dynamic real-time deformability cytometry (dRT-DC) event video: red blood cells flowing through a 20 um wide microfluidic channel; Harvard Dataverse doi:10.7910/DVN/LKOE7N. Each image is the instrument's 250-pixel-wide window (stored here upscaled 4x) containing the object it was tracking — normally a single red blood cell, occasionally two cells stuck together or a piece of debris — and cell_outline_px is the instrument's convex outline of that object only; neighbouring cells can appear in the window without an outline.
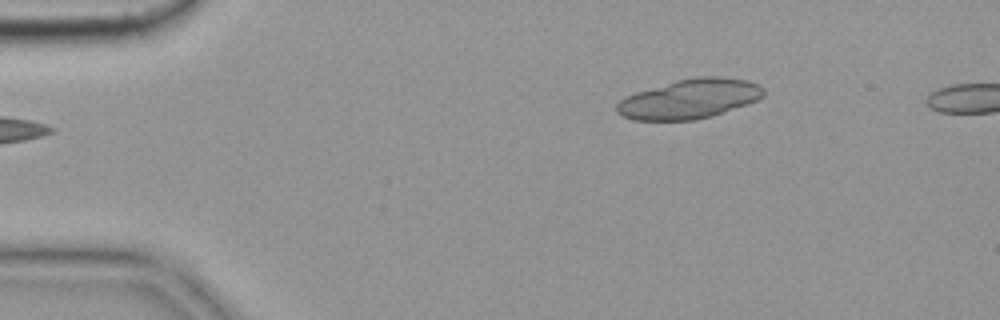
{"species": "common noctule bat (a hibernating species)", "species_latin": "Nyctalus noctula", "temperature_condition": "cold", "stored_images_in_passage": 5, "camera_frame_rate_fps": 3000, "um_per_image_px": 0.085, "animal": {"sex": "female", "body_mass_g": 19.9}, "frame": {"image": 1, "passage_image": 5, "time_ms": 1.333, "image_size_px": [1000, 320], "cell_outline_px": [[764, 96], [748, 104], [712, 116], [696, 120], [632, 120], [616, 112], [616, 104], [620, 100], [636, 92], [676, 80], [696, 76], [716, 76], [748, 80], [764, 88]], "centroid_in_image_um": [58.62, 8.4], "position_along_channel_um": 26.4, "area_um2": 33.81}}